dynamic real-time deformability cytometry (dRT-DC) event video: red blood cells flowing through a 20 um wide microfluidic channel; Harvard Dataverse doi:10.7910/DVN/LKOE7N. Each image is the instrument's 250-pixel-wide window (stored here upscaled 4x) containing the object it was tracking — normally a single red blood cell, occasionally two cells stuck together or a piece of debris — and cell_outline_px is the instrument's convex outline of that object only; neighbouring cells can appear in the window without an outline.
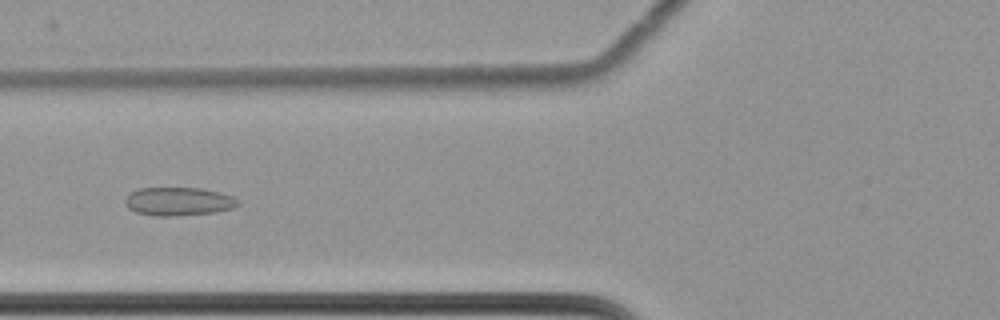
{"species": "common noctule bat (a hibernating species)", "species_latin": "Nyctalus noctula", "temperature_condition": "cold", "stored_images_in_passage": 60, "camera_frame_rate_fps": 3000, "um_per_image_px": 0.085, "animal": {"sex": "female", "body_mass_g": 22.7, "forearm_length_mm": 54.2}, "frame": {"image": 1, "passage_image": 25, "time_ms": 8.0, "image_size_px": [1000, 320], "cell_outline_px": [[240, 204], [232, 208], [216, 212], [172, 216], [156, 216], [136, 212], [128, 208], [124, 204], [124, 200], [132, 192], [140, 188], [204, 188], [220, 192], [232, 196], [240, 200]], "centroid_in_image_um": [15.2, 17.12], "position_along_channel_um": 110.6, "area_um2": 18.73}}
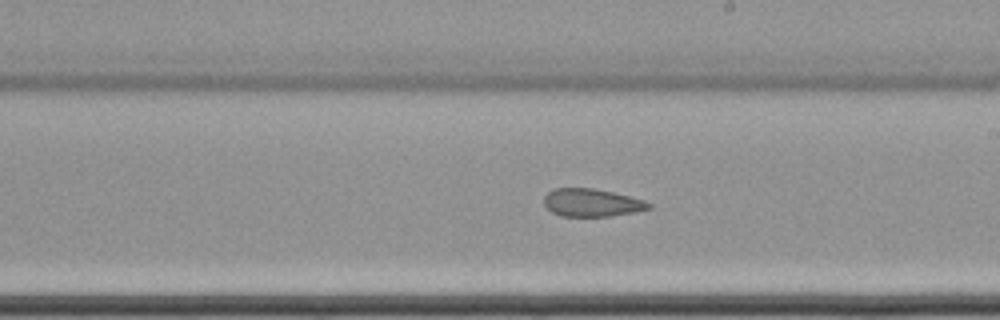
{"frame": {"image": 2, "passage_image": 36, "time_ms": 11.667, "image_size_px": [1000, 320], "cell_outline_px": [[652, 208], [636, 212], [612, 216], [560, 216], [552, 212], [544, 204], [544, 196], [552, 188], [592, 188], [612, 192], [644, 200], [652, 204]], "centroid_in_image_um": [50.3, 17.23], "position_along_channel_um": 238.7, "area_um2": 17.05}}
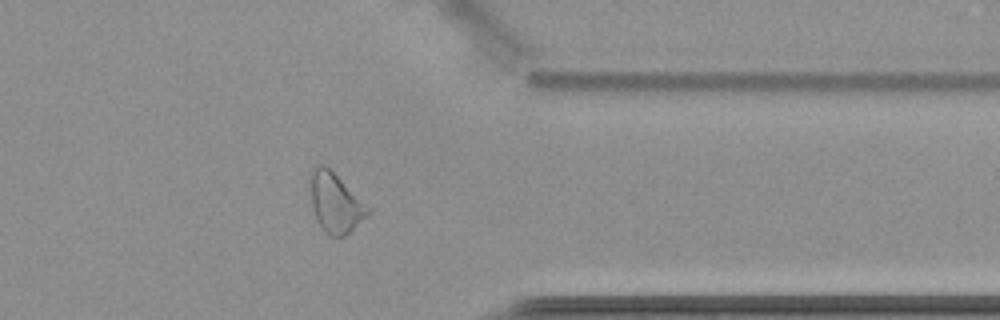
{"frame": {"image": 3, "passage_image": 49, "time_ms": 16.0, "image_size_px": [1000, 320], "cell_outline_px": [[372, 212], [368, 216], [344, 236], [332, 236], [324, 232], [320, 228], [316, 220], [312, 208], [308, 184], [308, 176], [312, 168], [316, 164], [324, 164], [372, 208]], "centroid_in_image_um": [28.47, 17.21], "position_along_channel_um": 382.9, "area_um2": 20.58}, "authors_computed_cell_mechanics": {"area_um2": 21.1837, "velocity_mm_per_s": 3.492, "shape_relaxation_time_tau1_ms": null, "shape_relaxation_time_tau2_ms": 6.0217, "deformation_change_tau1": null, "deformation_change_tau2": 0.1313}}